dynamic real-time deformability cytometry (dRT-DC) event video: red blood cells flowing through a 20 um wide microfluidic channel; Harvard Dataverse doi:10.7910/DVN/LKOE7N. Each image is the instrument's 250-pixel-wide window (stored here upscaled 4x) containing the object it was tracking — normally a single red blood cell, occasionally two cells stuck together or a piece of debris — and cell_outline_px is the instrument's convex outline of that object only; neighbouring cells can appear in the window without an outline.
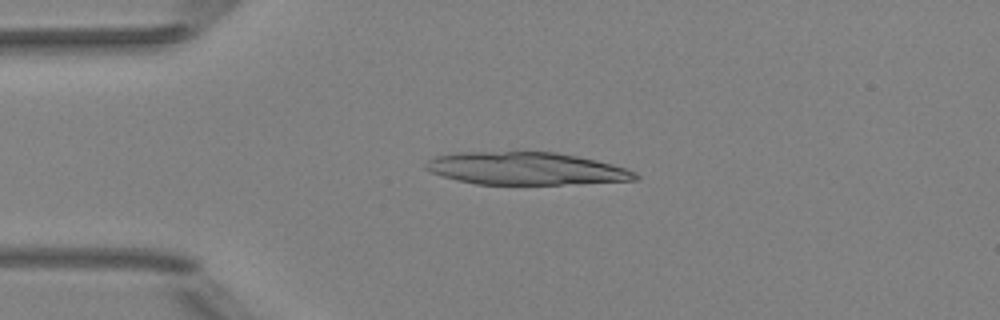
{"species": "Egyptian fruit bat (a non-hibernating species)", "species_latin": "Rousettus aegyptiacus", "temperature_condition": "room temperature", "stored_images_in_passage": 15, "camera_frame_rate_fps": 3000, "um_per_image_px": 0.085, "animal": {"sex": "female"}, "frame": {"image": 1, "passage_image": 11, "time_ms": 3.333, "image_size_px": [1000, 320], "cell_outline_px": [[640, 176], [636, 180], [560, 184], [476, 184], [456, 180], [440, 176], [424, 168], [424, 164], [428, 160], [436, 156], [456, 152], [556, 152], [596, 160], [612, 164], [636, 172]], "centroid_in_image_um": [44.66, 14.32], "position_along_channel_um": 40.3, "area_um2": 39.65}}